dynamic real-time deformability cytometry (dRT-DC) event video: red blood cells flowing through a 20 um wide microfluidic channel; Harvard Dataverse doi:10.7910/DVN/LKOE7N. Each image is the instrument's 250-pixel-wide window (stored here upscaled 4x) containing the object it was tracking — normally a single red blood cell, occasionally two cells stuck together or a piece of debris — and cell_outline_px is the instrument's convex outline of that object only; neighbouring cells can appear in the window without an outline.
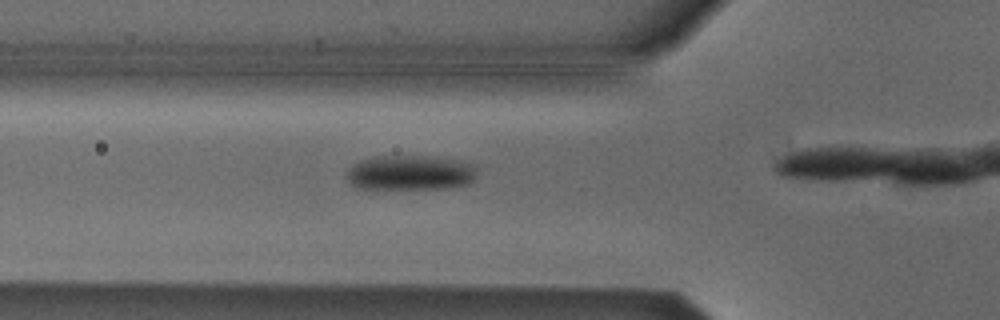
{"species": "Egyptian fruit bat (a non-hibernating species)", "species_latin": "Rousettus aegyptiacus", "temperature_condition": "cold", "stored_images_in_passage": 16, "camera_frame_rate_fps": 3000, "um_per_image_px": 0.085, "animal": {"sex": "male"}, "frame": {"image": 1, "passage_image": 12, "time_ms": 3.667, "image_size_px": [1000, 320], "cell_outline_px": [[476, 176], [468, 184], [448, 188], [356, 188], [348, 180], [348, 168], [352, 164], [360, 160], [376, 156], [416, 156], [456, 160], [476, 164]], "centroid_in_image_um": [34.87, 14.68], "position_along_channel_um": 90.9, "area_um2": 26.3}}